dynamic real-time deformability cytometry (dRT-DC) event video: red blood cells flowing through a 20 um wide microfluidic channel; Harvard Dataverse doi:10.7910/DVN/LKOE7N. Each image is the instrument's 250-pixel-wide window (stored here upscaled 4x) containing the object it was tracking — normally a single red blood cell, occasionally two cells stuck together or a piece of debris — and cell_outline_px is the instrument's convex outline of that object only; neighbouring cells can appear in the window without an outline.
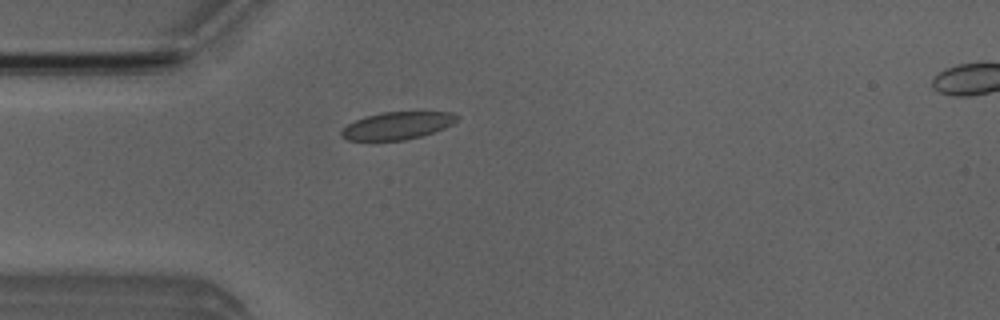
{"species": "Egyptian fruit bat (a non-hibernating species)", "species_latin": "Rousettus aegyptiacus", "temperature_condition": "room temperature", "stored_images_in_passage": 45, "camera_frame_rate_fps": 3000, "um_per_image_px": 0.085, "animal": {"sex": "male"}, "frame": {"image": 1, "passage_image": 8, "time_ms": 2.333, "image_size_px": [1000, 320], "cell_outline_px": [[460, 116], [452, 124], [444, 128], [420, 136], [404, 140], [348, 140], [340, 136], [340, 132], [348, 124], [364, 116], [384, 112], [452, 112]], "centroid_in_image_um": [33.76, 10.67], "position_along_channel_um": 51.2, "area_um2": 18.32}}
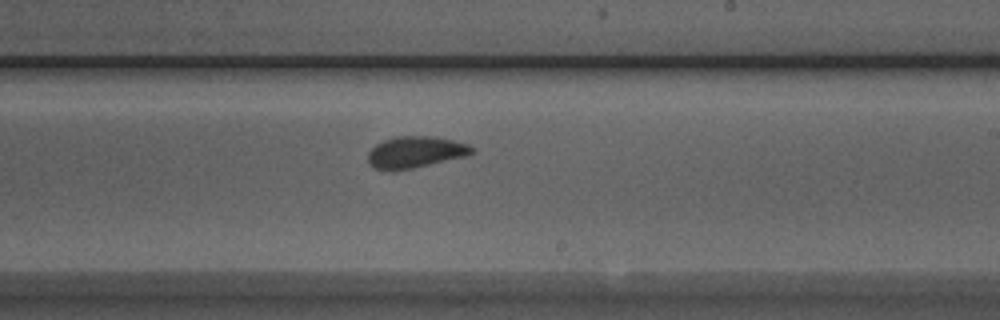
{"frame": {"image": 2, "passage_image": 24, "time_ms": 7.667, "image_size_px": [1000, 320], "cell_outline_px": [[476, 152], [468, 156], [412, 168], [392, 172], [372, 168], [368, 164], [368, 152], [376, 144], [384, 140], [396, 136], [432, 136], [452, 140], [468, 144], [476, 148]], "centroid_in_image_um": [35.31, 12.95], "position_along_channel_um": 253.7, "area_um2": 19.48}}
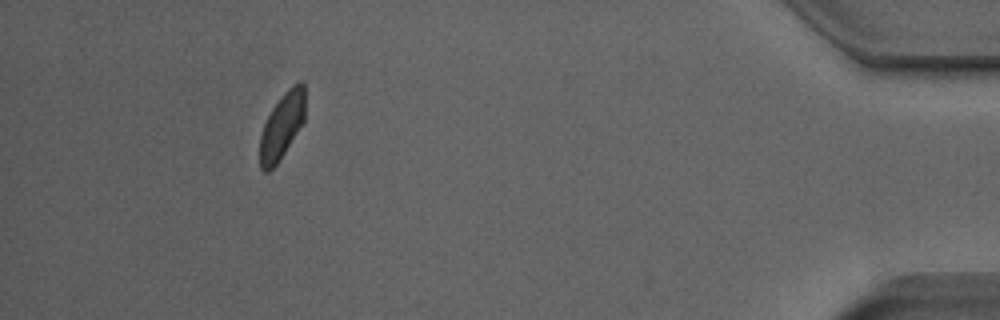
{"frame": {"image": 3, "passage_image": 41, "time_ms": 13.333, "image_size_px": [1000, 320], "cell_outline_px": [[304, 120], [284, 152], [276, 164], [268, 172], [264, 172], [260, 168], [260, 136], [264, 124], [272, 108], [284, 92], [292, 84], [300, 80], [304, 84]], "centroid_in_image_um": [23.95, 10.68], "position_along_channel_um": 411.2, "area_um2": 17.05}, "authors_computed_cell_mechanics": {"area_um2": 19.074, "velocity_mm_per_s": 3.9469, "shape_relaxation_time_tau1_ms": 3.4232, "shape_relaxation_time_tau2_ms": null, "deformation_change_tau1": 0.0748, "deformation_change_tau2": null}}